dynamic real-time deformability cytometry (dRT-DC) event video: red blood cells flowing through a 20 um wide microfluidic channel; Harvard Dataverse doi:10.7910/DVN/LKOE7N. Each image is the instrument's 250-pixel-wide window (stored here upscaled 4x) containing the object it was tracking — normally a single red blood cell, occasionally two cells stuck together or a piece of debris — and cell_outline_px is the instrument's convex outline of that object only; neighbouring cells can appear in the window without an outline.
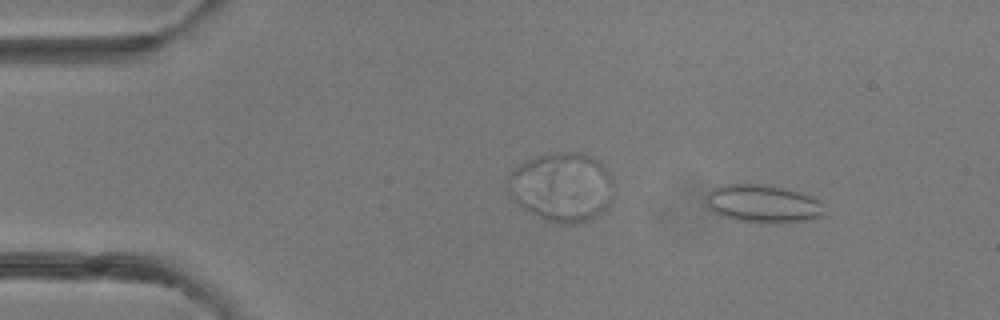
{"species": "common noctule bat (a hibernating species)", "species_latin": "Nyctalus noctula", "temperature_condition": "room temperature", "stored_images_in_passage": 7, "camera_frame_rate_fps": 3000, "um_per_image_px": 0.085, "animal": {"sex": "female"}, "frame": {"image": 1, "passage_image": 5, "time_ms": 1.333, "image_size_px": [1000, 320], "cell_outline_px": [[824, 216], [804, 220], [736, 220], [720, 216], [712, 212], [708, 208], [704, 200], [708, 192], [720, 184], [764, 184], [784, 188], [800, 192], [820, 200], [824, 212]], "centroid_in_image_um": [64.77, 17.26], "position_along_channel_um": 20.2, "area_um2": 25.55}}